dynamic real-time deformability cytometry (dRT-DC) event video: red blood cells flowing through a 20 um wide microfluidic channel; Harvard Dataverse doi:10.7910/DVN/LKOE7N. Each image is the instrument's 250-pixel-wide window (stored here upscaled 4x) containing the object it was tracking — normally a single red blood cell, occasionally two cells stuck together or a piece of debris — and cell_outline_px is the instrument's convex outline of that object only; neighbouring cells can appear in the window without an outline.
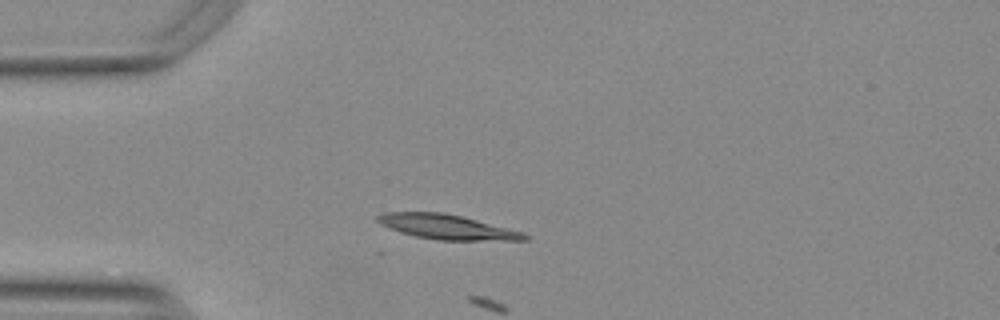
{"species": "Egyptian fruit bat (a non-hibernating species)", "species_latin": "Rousettus aegyptiacus", "temperature_condition": "warm", "stored_images_in_passage": 15, "camera_frame_rate_fps": 3000, "um_per_image_px": 0.085, "animal": {"sex": "female"}, "frame": {"image": 1, "passage_image": 1, "time_ms": 0.0, "image_size_px": [1000, 320], "cell_outline_px": [[528, 240], [436, 240], [416, 236], [400, 232], [380, 224], [376, 220], [376, 216], [388, 212], [440, 212], [460, 216], [524, 232], [528, 236]], "centroid_in_image_um": [37.98, 19.29], "position_along_channel_um": 47.0, "area_um2": 20.87}}